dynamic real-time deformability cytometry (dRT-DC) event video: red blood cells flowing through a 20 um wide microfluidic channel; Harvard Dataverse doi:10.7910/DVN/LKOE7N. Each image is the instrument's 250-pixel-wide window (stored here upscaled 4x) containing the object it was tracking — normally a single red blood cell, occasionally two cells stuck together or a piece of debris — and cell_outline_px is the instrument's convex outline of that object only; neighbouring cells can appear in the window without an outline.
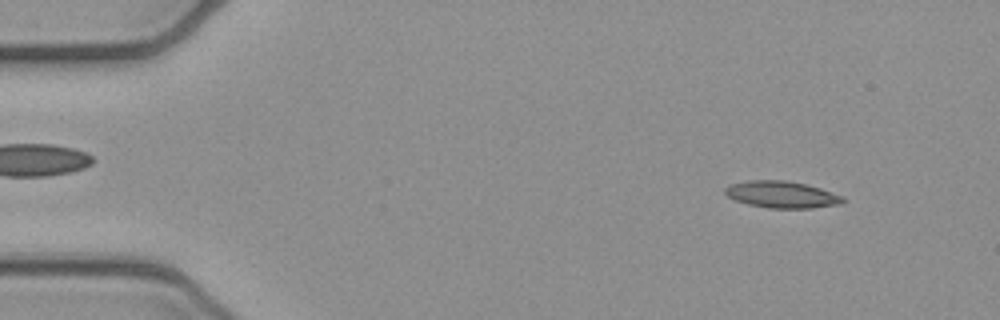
{"species": "common noctule bat (a hibernating species)", "species_latin": "Nyctalus noctula", "temperature_condition": "cold", "stored_images_in_passage": 51, "camera_frame_rate_fps": 3000, "um_per_image_px": 0.085, "animal": {"sex": "female", "body_mass_g": 21.9}, "frame": {"image": 1, "passage_image": 5, "time_ms": 1.333, "image_size_px": [1000, 320], "cell_outline_px": [[848, 200], [840, 204], [812, 208], [768, 208], [748, 204], [736, 200], [728, 196], [724, 192], [724, 188], [728, 184], [748, 180], [784, 180], [804, 184], [820, 188], [844, 196]], "centroid_in_image_um": [66.46, 16.53], "position_along_channel_um": 18.5, "area_um2": 18.5}}
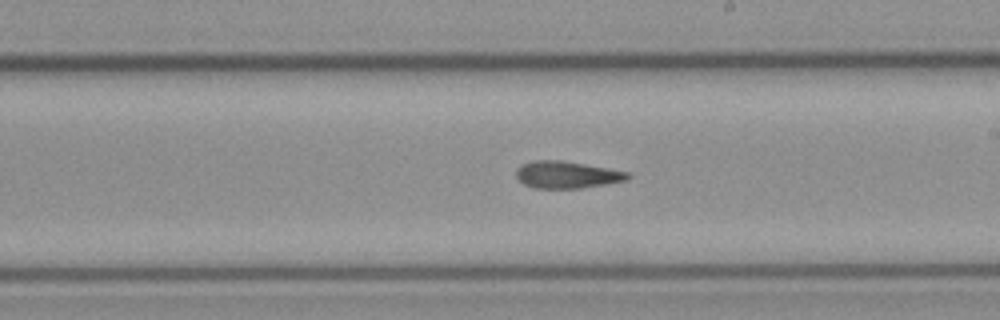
{"frame": {"image": 2, "passage_image": 29, "time_ms": 9.333, "image_size_px": [1000, 320], "cell_outline_px": [[632, 176], [628, 180], [608, 184], [580, 188], [532, 188], [524, 184], [516, 176], [516, 168], [520, 164], [532, 160], [560, 160], [608, 168], [628, 172]], "centroid_in_image_um": [48.18, 14.85], "position_along_channel_um": 240.8, "area_um2": 17.74}}
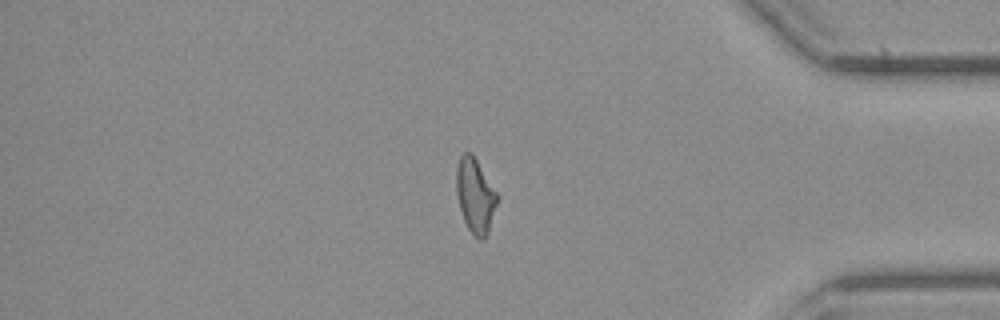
{"frame": {"image": 3, "passage_image": 43, "time_ms": 14.0, "image_size_px": [1000, 320], "cell_outline_px": [[496, 204], [488, 232], [484, 240], [480, 240], [468, 228], [464, 220], [460, 208], [456, 192], [456, 168], [460, 156], [464, 152], [472, 152], [496, 192]], "centroid_in_image_um": [40.36, 16.6], "position_along_channel_um": 394.8, "area_um2": 17.34}, "authors_computed_cell_mechanics": {"area_um2": 17.8602, "velocity_mm_per_s": 3.9356, "shape_relaxation_time_tau1_ms": null, "shape_relaxation_time_tau2_ms": 5.3136, "deformation_change_tau1": null, "deformation_change_tau2": 0.1546}}